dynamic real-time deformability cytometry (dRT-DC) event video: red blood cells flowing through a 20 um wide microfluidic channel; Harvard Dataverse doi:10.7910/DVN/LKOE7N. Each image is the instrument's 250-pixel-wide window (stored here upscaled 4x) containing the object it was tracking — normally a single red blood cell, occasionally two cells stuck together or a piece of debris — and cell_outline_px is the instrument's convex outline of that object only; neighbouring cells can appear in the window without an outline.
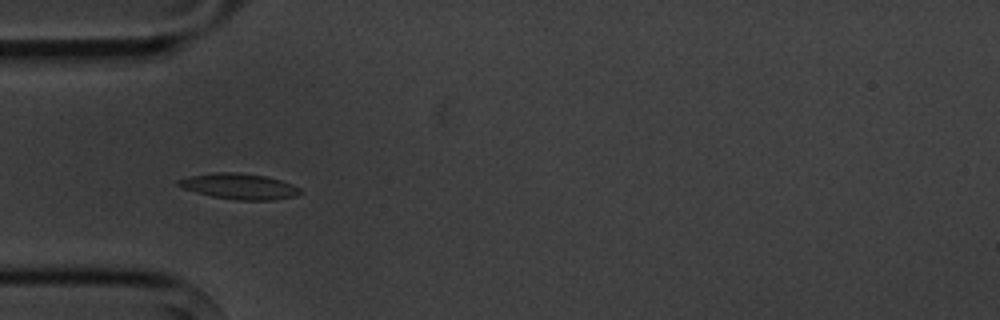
{"species": "common noctule bat (a hibernating species)", "species_latin": "Nyctalus noctula", "temperature_condition": "cold", "stored_images_in_passage": 9, "camera_frame_rate_fps": 3000, "um_per_image_px": 0.085, "animal": {"sex": "male", "body_mass_g": 20.1, "forearm_length_mm": 53.5}, "frame": {"image": 1, "passage_image": 4, "time_ms": 3.333, "image_size_px": [1000, 320], "cell_outline_px": [[304, 192], [296, 196], [272, 200], [236, 200], [212, 196], [196, 192], [184, 188], [176, 184], [176, 180], [188, 176], [216, 172], [240, 172], [264, 176], [280, 180], [292, 184], [300, 188]], "centroid_in_image_um": [20.35, 15.83], "position_along_channel_um": 64.7, "area_um2": 18.32}}
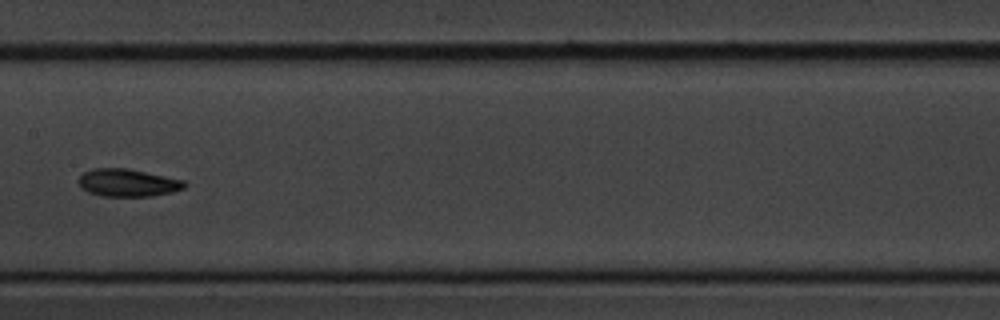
{"frame": {"image": 2, "passage_image": 7, "time_ms": 7.0, "image_size_px": [1000, 320], "cell_outline_px": [[188, 184], [184, 188], [172, 192], [152, 196], [100, 196], [88, 192], [80, 188], [76, 180], [84, 172], [92, 168], [128, 168], [184, 180]], "centroid_in_image_um": [10.83, 15.53], "position_along_channel_um": 196.6, "area_um2": 17.28}}
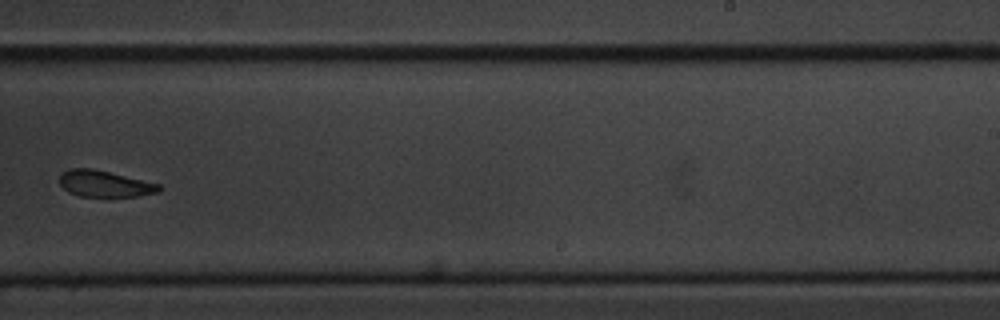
{"frame": {"image": 3, "passage_image": 9, "time_ms": 9.333, "image_size_px": [1000, 320], "cell_outline_px": [[160, 192], [136, 196], [108, 200], [80, 196], [68, 192], [60, 184], [60, 176], [68, 168], [92, 168], [160, 184]], "centroid_in_image_um": [8.9, 15.67], "position_along_channel_um": 280.1, "area_um2": 15.9}}